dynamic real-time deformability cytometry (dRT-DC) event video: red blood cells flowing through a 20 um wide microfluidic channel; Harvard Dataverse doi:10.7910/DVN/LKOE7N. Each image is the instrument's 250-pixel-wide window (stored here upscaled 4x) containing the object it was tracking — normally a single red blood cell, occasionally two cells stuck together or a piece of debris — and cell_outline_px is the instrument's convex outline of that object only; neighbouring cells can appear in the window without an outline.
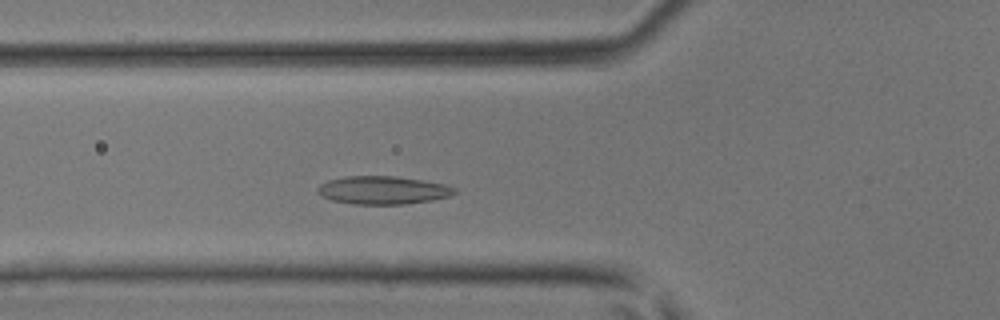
{"species": "common noctule bat (a hibernating species)", "species_latin": "Nyctalus noctula", "temperature_condition": "room temperature", "stored_images_in_passage": 41, "camera_frame_rate_fps": 3000, "um_per_image_px": 0.085, "animal": {"sex": "male", "body_mass_g": 17.9, "forearm_length_mm": 54.2}, "frame": {"image": 1, "passage_image": 11, "time_ms": 3.333, "image_size_px": [1000, 320], "cell_outline_px": [[456, 192], [448, 196], [432, 200], [404, 204], [352, 204], [332, 200], [316, 192], [316, 188], [320, 184], [328, 180], [344, 176], [396, 176], [424, 180], [444, 184], [456, 188]], "centroid_in_image_um": [32.52, 16.15], "position_along_channel_um": 93.3, "area_um2": 22.43}}
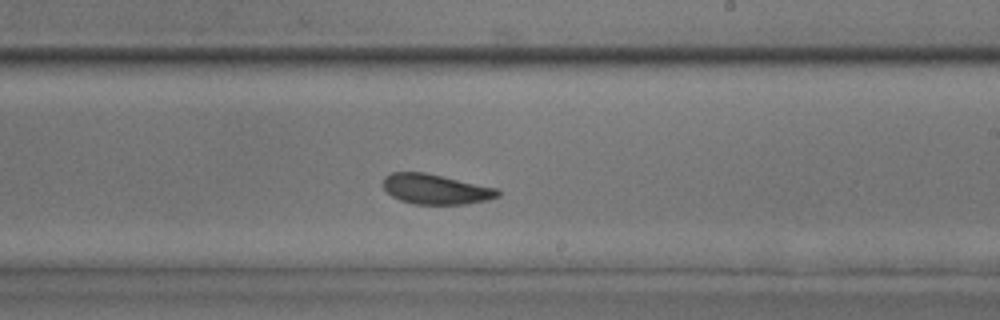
{"frame": {"image": 2, "passage_image": 22, "time_ms": 7.0, "image_size_px": [1000, 320], "cell_outline_px": [[500, 196], [488, 200], [464, 204], [416, 204], [400, 200], [392, 196], [384, 188], [384, 176], [392, 172], [424, 172], [496, 188], [500, 192]], "centroid_in_image_um": [37.03, 16.08], "position_along_channel_um": 252.0, "area_um2": 19.88}}
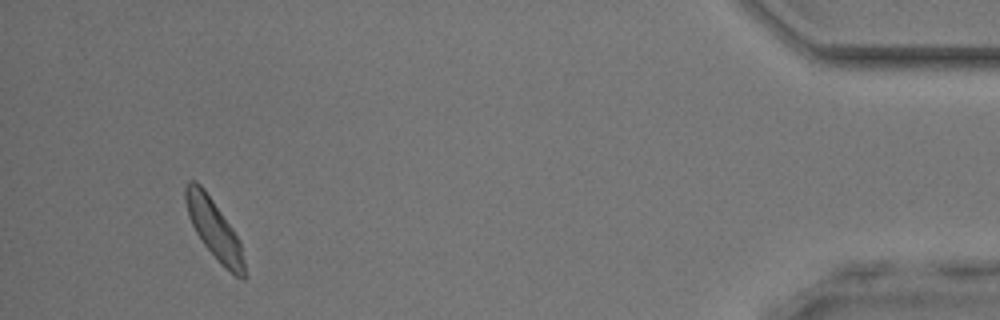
{"frame": {"image": 3, "passage_image": 38, "time_ms": 12.333, "image_size_px": [1000, 320], "cell_outline_px": [[248, 276], [244, 280], [236, 276], [224, 268], [220, 264], [204, 244], [196, 232], [188, 216], [184, 200], [184, 184], [188, 180], [196, 180], [204, 188], [232, 228], [240, 240]], "centroid_in_image_um": [18.21, 19.49], "position_along_channel_um": 417.0, "area_um2": 20.63}}